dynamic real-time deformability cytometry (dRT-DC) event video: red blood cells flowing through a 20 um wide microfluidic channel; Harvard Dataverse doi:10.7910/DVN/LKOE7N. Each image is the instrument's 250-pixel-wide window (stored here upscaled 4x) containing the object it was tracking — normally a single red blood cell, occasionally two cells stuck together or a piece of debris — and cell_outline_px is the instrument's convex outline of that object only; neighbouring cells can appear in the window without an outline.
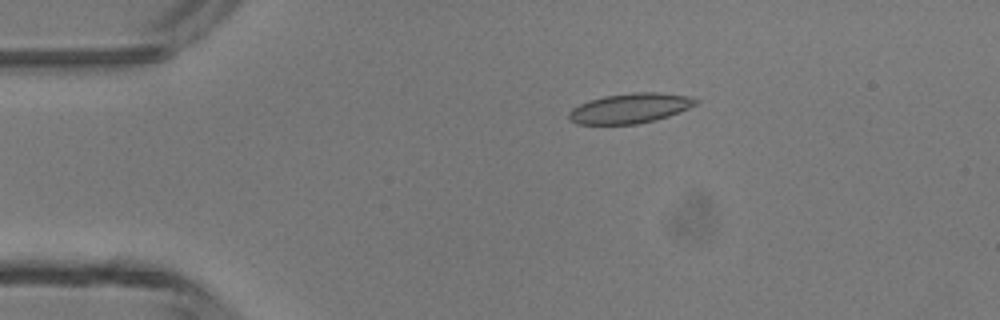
{"species": "common noctule bat (a hibernating species)", "species_latin": "Nyctalus noctula", "temperature_condition": "room temperature", "stored_images_in_passage": 39, "camera_frame_rate_fps": 3000, "um_per_image_px": 0.085, "animal": {"sex": "male", "body_mass_g": 13.3}, "frame": {"image": 1, "passage_image": 1, "time_ms": 0.0, "image_size_px": [1000, 320], "cell_outline_px": [[700, 100], [696, 104], [680, 112], [656, 120], [636, 124], [576, 124], [568, 120], [568, 112], [572, 108], [588, 100], [604, 96], [632, 92], [660, 92], [692, 96]], "centroid_in_image_um": [53.56, 9.19], "position_along_channel_um": 31.4, "area_um2": 22.43}}
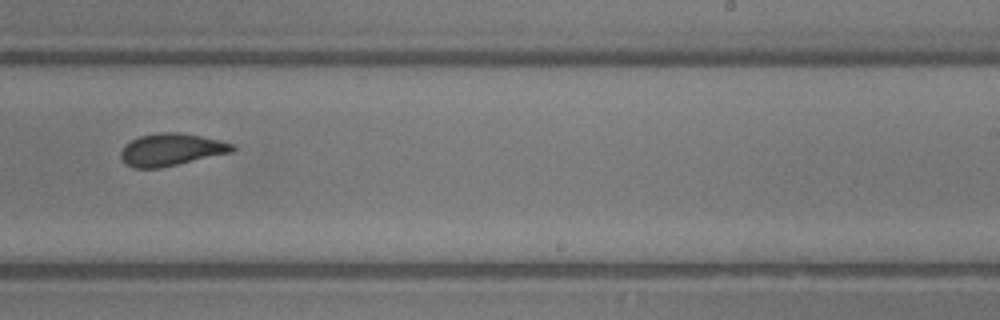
{"frame": {"image": 2, "passage_image": 21, "time_ms": 6.667, "image_size_px": [1000, 320], "cell_outline_px": [[236, 148], [232, 152], [160, 168], [136, 168], [124, 164], [120, 156], [120, 152], [124, 144], [140, 136], [160, 132], [180, 132], [220, 140], [236, 144]], "centroid_in_image_um": [14.55, 12.71], "position_along_channel_um": 274.5, "area_um2": 21.1}}
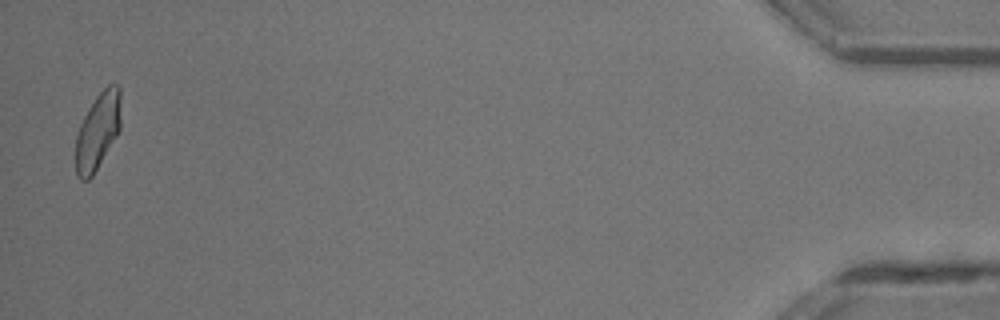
{"frame": {"image": 3, "passage_image": 38, "time_ms": 12.333, "image_size_px": [1000, 320], "cell_outline_px": [[120, 128], [116, 136], [92, 176], [88, 180], [80, 180], [76, 176], [76, 136], [80, 124], [84, 116], [96, 96], [108, 84], [120, 84]], "centroid_in_image_um": [8.31, 11.13], "position_along_channel_um": 426.9, "area_um2": 20.06}, "authors_computed_cell_mechanics": {"area_um2": 21.097, "velocity_mm_per_s": 4.3853, "shape_relaxation_time_tau1_ms": 7.4199, "shape_relaxation_time_tau2_ms": 1.2687, "deformation_change_tau1": 0.1902, "deformation_change_tau2": 0.0673}}